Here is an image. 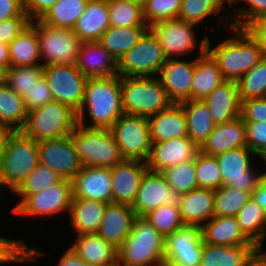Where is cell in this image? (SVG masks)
<instances>
[{
    "label": "cell",
    "mask_w": 266,
    "mask_h": 266,
    "mask_svg": "<svg viewBox=\"0 0 266 266\" xmlns=\"http://www.w3.org/2000/svg\"><path fill=\"white\" fill-rule=\"evenodd\" d=\"M123 113L119 75L87 79L83 104L77 113L80 126L110 129Z\"/></svg>",
    "instance_id": "cell-1"
},
{
    "label": "cell",
    "mask_w": 266,
    "mask_h": 266,
    "mask_svg": "<svg viewBox=\"0 0 266 266\" xmlns=\"http://www.w3.org/2000/svg\"><path fill=\"white\" fill-rule=\"evenodd\" d=\"M228 29L234 38L225 39L212 49L208 39L207 51L216 60L224 79L237 81L261 60L263 53L258 40L248 29L233 26Z\"/></svg>",
    "instance_id": "cell-2"
},
{
    "label": "cell",
    "mask_w": 266,
    "mask_h": 266,
    "mask_svg": "<svg viewBox=\"0 0 266 266\" xmlns=\"http://www.w3.org/2000/svg\"><path fill=\"white\" fill-rule=\"evenodd\" d=\"M165 237L146 216L136 215L132 230L118 248L117 266H164Z\"/></svg>",
    "instance_id": "cell-3"
},
{
    "label": "cell",
    "mask_w": 266,
    "mask_h": 266,
    "mask_svg": "<svg viewBox=\"0 0 266 266\" xmlns=\"http://www.w3.org/2000/svg\"><path fill=\"white\" fill-rule=\"evenodd\" d=\"M37 142L22 131H5L0 169V195L4 186L14 192L38 165Z\"/></svg>",
    "instance_id": "cell-4"
},
{
    "label": "cell",
    "mask_w": 266,
    "mask_h": 266,
    "mask_svg": "<svg viewBox=\"0 0 266 266\" xmlns=\"http://www.w3.org/2000/svg\"><path fill=\"white\" fill-rule=\"evenodd\" d=\"M120 86L124 114L150 117L173 104L158 77L120 76Z\"/></svg>",
    "instance_id": "cell-5"
},
{
    "label": "cell",
    "mask_w": 266,
    "mask_h": 266,
    "mask_svg": "<svg viewBox=\"0 0 266 266\" xmlns=\"http://www.w3.org/2000/svg\"><path fill=\"white\" fill-rule=\"evenodd\" d=\"M70 136L83 166L112 168L124 160L110 129L77 124Z\"/></svg>",
    "instance_id": "cell-6"
},
{
    "label": "cell",
    "mask_w": 266,
    "mask_h": 266,
    "mask_svg": "<svg viewBox=\"0 0 266 266\" xmlns=\"http://www.w3.org/2000/svg\"><path fill=\"white\" fill-rule=\"evenodd\" d=\"M77 124V113L53 100L29 111L21 131L38 142L68 136Z\"/></svg>",
    "instance_id": "cell-7"
},
{
    "label": "cell",
    "mask_w": 266,
    "mask_h": 266,
    "mask_svg": "<svg viewBox=\"0 0 266 266\" xmlns=\"http://www.w3.org/2000/svg\"><path fill=\"white\" fill-rule=\"evenodd\" d=\"M166 60L157 36L149 28L139 42L118 61V75L157 76Z\"/></svg>",
    "instance_id": "cell-8"
},
{
    "label": "cell",
    "mask_w": 266,
    "mask_h": 266,
    "mask_svg": "<svg viewBox=\"0 0 266 266\" xmlns=\"http://www.w3.org/2000/svg\"><path fill=\"white\" fill-rule=\"evenodd\" d=\"M110 130L124 159L147 161L152 146L148 117L123 113Z\"/></svg>",
    "instance_id": "cell-9"
},
{
    "label": "cell",
    "mask_w": 266,
    "mask_h": 266,
    "mask_svg": "<svg viewBox=\"0 0 266 266\" xmlns=\"http://www.w3.org/2000/svg\"><path fill=\"white\" fill-rule=\"evenodd\" d=\"M37 37L42 66L77 63L81 40L71 29L52 27L39 19Z\"/></svg>",
    "instance_id": "cell-10"
},
{
    "label": "cell",
    "mask_w": 266,
    "mask_h": 266,
    "mask_svg": "<svg viewBox=\"0 0 266 266\" xmlns=\"http://www.w3.org/2000/svg\"><path fill=\"white\" fill-rule=\"evenodd\" d=\"M43 75L48 82L53 100L78 113L83 104L88 78L81 73L76 64L44 65Z\"/></svg>",
    "instance_id": "cell-11"
},
{
    "label": "cell",
    "mask_w": 266,
    "mask_h": 266,
    "mask_svg": "<svg viewBox=\"0 0 266 266\" xmlns=\"http://www.w3.org/2000/svg\"><path fill=\"white\" fill-rule=\"evenodd\" d=\"M251 154L256 156L250 148L245 146L215 156L222 177V186L239 188L252 195L266 175V171L255 173Z\"/></svg>",
    "instance_id": "cell-12"
},
{
    "label": "cell",
    "mask_w": 266,
    "mask_h": 266,
    "mask_svg": "<svg viewBox=\"0 0 266 266\" xmlns=\"http://www.w3.org/2000/svg\"><path fill=\"white\" fill-rule=\"evenodd\" d=\"M195 24L186 22L180 18H174L157 22L149 27L157 36L167 59L179 58L200 47V55L207 51L206 34L201 42L196 44ZM195 33V34H194Z\"/></svg>",
    "instance_id": "cell-13"
},
{
    "label": "cell",
    "mask_w": 266,
    "mask_h": 266,
    "mask_svg": "<svg viewBox=\"0 0 266 266\" xmlns=\"http://www.w3.org/2000/svg\"><path fill=\"white\" fill-rule=\"evenodd\" d=\"M72 181L61 179L40 192L28 195L12 212L25 217H53L70 210Z\"/></svg>",
    "instance_id": "cell-14"
},
{
    "label": "cell",
    "mask_w": 266,
    "mask_h": 266,
    "mask_svg": "<svg viewBox=\"0 0 266 266\" xmlns=\"http://www.w3.org/2000/svg\"><path fill=\"white\" fill-rule=\"evenodd\" d=\"M37 147L39 163L56 172L61 179L72 181L83 167L70 135L40 140Z\"/></svg>",
    "instance_id": "cell-15"
},
{
    "label": "cell",
    "mask_w": 266,
    "mask_h": 266,
    "mask_svg": "<svg viewBox=\"0 0 266 266\" xmlns=\"http://www.w3.org/2000/svg\"><path fill=\"white\" fill-rule=\"evenodd\" d=\"M182 196L177 190L171 189L161 172L147 170L132 208L139 216H145L163 204L179 208Z\"/></svg>",
    "instance_id": "cell-16"
},
{
    "label": "cell",
    "mask_w": 266,
    "mask_h": 266,
    "mask_svg": "<svg viewBox=\"0 0 266 266\" xmlns=\"http://www.w3.org/2000/svg\"><path fill=\"white\" fill-rule=\"evenodd\" d=\"M195 71V59L189 61L167 59L158 75L161 85L173 104L191 99V86Z\"/></svg>",
    "instance_id": "cell-17"
},
{
    "label": "cell",
    "mask_w": 266,
    "mask_h": 266,
    "mask_svg": "<svg viewBox=\"0 0 266 266\" xmlns=\"http://www.w3.org/2000/svg\"><path fill=\"white\" fill-rule=\"evenodd\" d=\"M146 162L124 159L110 168L113 203H134L145 172Z\"/></svg>",
    "instance_id": "cell-18"
},
{
    "label": "cell",
    "mask_w": 266,
    "mask_h": 266,
    "mask_svg": "<svg viewBox=\"0 0 266 266\" xmlns=\"http://www.w3.org/2000/svg\"><path fill=\"white\" fill-rule=\"evenodd\" d=\"M72 198L113 203L110 168L83 166L72 180Z\"/></svg>",
    "instance_id": "cell-19"
},
{
    "label": "cell",
    "mask_w": 266,
    "mask_h": 266,
    "mask_svg": "<svg viewBox=\"0 0 266 266\" xmlns=\"http://www.w3.org/2000/svg\"><path fill=\"white\" fill-rule=\"evenodd\" d=\"M199 148L189 139L180 137L164 142L152 143L146 161L148 170L162 172L167 168L195 159Z\"/></svg>",
    "instance_id": "cell-20"
},
{
    "label": "cell",
    "mask_w": 266,
    "mask_h": 266,
    "mask_svg": "<svg viewBox=\"0 0 266 266\" xmlns=\"http://www.w3.org/2000/svg\"><path fill=\"white\" fill-rule=\"evenodd\" d=\"M135 216L131 205L108 203L97 234L119 248L129 236Z\"/></svg>",
    "instance_id": "cell-21"
},
{
    "label": "cell",
    "mask_w": 266,
    "mask_h": 266,
    "mask_svg": "<svg viewBox=\"0 0 266 266\" xmlns=\"http://www.w3.org/2000/svg\"><path fill=\"white\" fill-rule=\"evenodd\" d=\"M76 66L87 78L118 75V61L99 41L81 42Z\"/></svg>",
    "instance_id": "cell-22"
},
{
    "label": "cell",
    "mask_w": 266,
    "mask_h": 266,
    "mask_svg": "<svg viewBox=\"0 0 266 266\" xmlns=\"http://www.w3.org/2000/svg\"><path fill=\"white\" fill-rule=\"evenodd\" d=\"M203 243L221 246H254L240 230L236 216H213L201 226Z\"/></svg>",
    "instance_id": "cell-23"
},
{
    "label": "cell",
    "mask_w": 266,
    "mask_h": 266,
    "mask_svg": "<svg viewBox=\"0 0 266 266\" xmlns=\"http://www.w3.org/2000/svg\"><path fill=\"white\" fill-rule=\"evenodd\" d=\"M70 249L88 266H117L118 248L97 233L77 235Z\"/></svg>",
    "instance_id": "cell-24"
},
{
    "label": "cell",
    "mask_w": 266,
    "mask_h": 266,
    "mask_svg": "<svg viewBox=\"0 0 266 266\" xmlns=\"http://www.w3.org/2000/svg\"><path fill=\"white\" fill-rule=\"evenodd\" d=\"M215 124L240 117L241 100L236 81H224L204 99Z\"/></svg>",
    "instance_id": "cell-25"
},
{
    "label": "cell",
    "mask_w": 266,
    "mask_h": 266,
    "mask_svg": "<svg viewBox=\"0 0 266 266\" xmlns=\"http://www.w3.org/2000/svg\"><path fill=\"white\" fill-rule=\"evenodd\" d=\"M245 146H247L245 122L238 117L229 122L216 124L199 151L216 156L228 150Z\"/></svg>",
    "instance_id": "cell-26"
},
{
    "label": "cell",
    "mask_w": 266,
    "mask_h": 266,
    "mask_svg": "<svg viewBox=\"0 0 266 266\" xmlns=\"http://www.w3.org/2000/svg\"><path fill=\"white\" fill-rule=\"evenodd\" d=\"M152 143L188 137L186 115L180 104L148 117Z\"/></svg>",
    "instance_id": "cell-27"
},
{
    "label": "cell",
    "mask_w": 266,
    "mask_h": 266,
    "mask_svg": "<svg viewBox=\"0 0 266 266\" xmlns=\"http://www.w3.org/2000/svg\"><path fill=\"white\" fill-rule=\"evenodd\" d=\"M110 26L108 0H88L72 31L81 42L99 41Z\"/></svg>",
    "instance_id": "cell-28"
},
{
    "label": "cell",
    "mask_w": 266,
    "mask_h": 266,
    "mask_svg": "<svg viewBox=\"0 0 266 266\" xmlns=\"http://www.w3.org/2000/svg\"><path fill=\"white\" fill-rule=\"evenodd\" d=\"M179 211L184 224L202 226L214 216V190L196 188L183 194Z\"/></svg>",
    "instance_id": "cell-29"
},
{
    "label": "cell",
    "mask_w": 266,
    "mask_h": 266,
    "mask_svg": "<svg viewBox=\"0 0 266 266\" xmlns=\"http://www.w3.org/2000/svg\"><path fill=\"white\" fill-rule=\"evenodd\" d=\"M105 209L106 203L91 199L72 198L69 224L75 229L76 235L97 233Z\"/></svg>",
    "instance_id": "cell-30"
},
{
    "label": "cell",
    "mask_w": 266,
    "mask_h": 266,
    "mask_svg": "<svg viewBox=\"0 0 266 266\" xmlns=\"http://www.w3.org/2000/svg\"><path fill=\"white\" fill-rule=\"evenodd\" d=\"M186 115L189 139L200 148L215 127L208 105L203 99H190L180 104Z\"/></svg>",
    "instance_id": "cell-31"
},
{
    "label": "cell",
    "mask_w": 266,
    "mask_h": 266,
    "mask_svg": "<svg viewBox=\"0 0 266 266\" xmlns=\"http://www.w3.org/2000/svg\"><path fill=\"white\" fill-rule=\"evenodd\" d=\"M224 81L216 60L206 51L195 59L191 99H204Z\"/></svg>",
    "instance_id": "cell-32"
},
{
    "label": "cell",
    "mask_w": 266,
    "mask_h": 266,
    "mask_svg": "<svg viewBox=\"0 0 266 266\" xmlns=\"http://www.w3.org/2000/svg\"><path fill=\"white\" fill-rule=\"evenodd\" d=\"M11 66L42 65L37 37V20L9 43Z\"/></svg>",
    "instance_id": "cell-33"
},
{
    "label": "cell",
    "mask_w": 266,
    "mask_h": 266,
    "mask_svg": "<svg viewBox=\"0 0 266 266\" xmlns=\"http://www.w3.org/2000/svg\"><path fill=\"white\" fill-rule=\"evenodd\" d=\"M25 102L6 83L0 85V130L21 131L27 120Z\"/></svg>",
    "instance_id": "cell-34"
},
{
    "label": "cell",
    "mask_w": 266,
    "mask_h": 266,
    "mask_svg": "<svg viewBox=\"0 0 266 266\" xmlns=\"http://www.w3.org/2000/svg\"><path fill=\"white\" fill-rule=\"evenodd\" d=\"M236 218L245 237L257 249H263V241L266 237V211L251 196Z\"/></svg>",
    "instance_id": "cell-35"
},
{
    "label": "cell",
    "mask_w": 266,
    "mask_h": 266,
    "mask_svg": "<svg viewBox=\"0 0 266 266\" xmlns=\"http://www.w3.org/2000/svg\"><path fill=\"white\" fill-rule=\"evenodd\" d=\"M255 246H221L203 243L200 266H245Z\"/></svg>",
    "instance_id": "cell-36"
},
{
    "label": "cell",
    "mask_w": 266,
    "mask_h": 266,
    "mask_svg": "<svg viewBox=\"0 0 266 266\" xmlns=\"http://www.w3.org/2000/svg\"><path fill=\"white\" fill-rule=\"evenodd\" d=\"M149 26L112 27L101 36L100 44L117 60L134 47Z\"/></svg>",
    "instance_id": "cell-37"
},
{
    "label": "cell",
    "mask_w": 266,
    "mask_h": 266,
    "mask_svg": "<svg viewBox=\"0 0 266 266\" xmlns=\"http://www.w3.org/2000/svg\"><path fill=\"white\" fill-rule=\"evenodd\" d=\"M87 2L88 0H58L40 20L52 27L73 30Z\"/></svg>",
    "instance_id": "cell-38"
},
{
    "label": "cell",
    "mask_w": 266,
    "mask_h": 266,
    "mask_svg": "<svg viewBox=\"0 0 266 266\" xmlns=\"http://www.w3.org/2000/svg\"><path fill=\"white\" fill-rule=\"evenodd\" d=\"M109 19L112 27L148 26L143 7L129 0H108Z\"/></svg>",
    "instance_id": "cell-39"
},
{
    "label": "cell",
    "mask_w": 266,
    "mask_h": 266,
    "mask_svg": "<svg viewBox=\"0 0 266 266\" xmlns=\"http://www.w3.org/2000/svg\"><path fill=\"white\" fill-rule=\"evenodd\" d=\"M240 100L266 97V57L237 81Z\"/></svg>",
    "instance_id": "cell-40"
},
{
    "label": "cell",
    "mask_w": 266,
    "mask_h": 266,
    "mask_svg": "<svg viewBox=\"0 0 266 266\" xmlns=\"http://www.w3.org/2000/svg\"><path fill=\"white\" fill-rule=\"evenodd\" d=\"M252 195L239 188L221 186L214 190V216H236Z\"/></svg>",
    "instance_id": "cell-41"
},
{
    "label": "cell",
    "mask_w": 266,
    "mask_h": 266,
    "mask_svg": "<svg viewBox=\"0 0 266 266\" xmlns=\"http://www.w3.org/2000/svg\"><path fill=\"white\" fill-rule=\"evenodd\" d=\"M61 178L56 172L48 168L47 166L38 163V165L28 174L26 179L21 185L14 191L20 196V201L11 210V212L30 194L40 192L47 187L58 183Z\"/></svg>",
    "instance_id": "cell-42"
},
{
    "label": "cell",
    "mask_w": 266,
    "mask_h": 266,
    "mask_svg": "<svg viewBox=\"0 0 266 266\" xmlns=\"http://www.w3.org/2000/svg\"><path fill=\"white\" fill-rule=\"evenodd\" d=\"M44 254L36 246L26 245L23 239L0 237V266L14 262H34Z\"/></svg>",
    "instance_id": "cell-43"
},
{
    "label": "cell",
    "mask_w": 266,
    "mask_h": 266,
    "mask_svg": "<svg viewBox=\"0 0 266 266\" xmlns=\"http://www.w3.org/2000/svg\"><path fill=\"white\" fill-rule=\"evenodd\" d=\"M227 5L225 0H182L178 18L193 23L201 24L212 14H220Z\"/></svg>",
    "instance_id": "cell-44"
},
{
    "label": "cell",
    "mask_w": 266,
    "mask_h": 266,
    "mask_svg": "<svg viewBox=\"0 0 266 266\" xmlns=\"http://www.w3.org/2000/svg\"><path fill=\"white\" fill-rule=\"evenodd\" d=\"M171 189L181 194L198 188L196 180L195 159L179 163L176 166L165 169L161 172Z\"/></svg>",
    "instance_id": "cell-45"
},
{
    "label": "cell",
    "mask_w": 266,
    "mask_h": 266,
    "mask_svg": "<svg viewBox=\"0 0 266 266\" xmlns=\"http://www.w3.org/2000/svg\"><path fill=\"white\" fill-rule=\"evenodd\" d=\"M42 75V65L10 66L6 70L5 83L23 98L34 82Z\"/></svg>",
    "instance_id": "cell-46"
},
{
    "label": "cell",
    "mask_w": 266,
    "mask_h": 266,
    "mask_svg": "<svg viewBox=\"0 0 266 266\" xmlns=\"http://www.w3.org/2000/svg\"><path fill=\"white\" fill-rule=\"evenodd\" d=\"M195 167L198 188L215 190L222 186V177L215 156L198 151L195 156Z\"/></svg>",
    "instance_id": "cell-47"
},
{
    "label": "cell",
    "mask_w": 266,
    "mask_h": 266,
    "mask_svg": "<svg viewBox=\"0 0 266 266\" xmlns=\"http://www.w3.org/2000/svg\"><path fill=\"white\" fill-rule=\"evenodd\" d=\"M241 0H234L229 6H233L234 3H237ZM245 1L247 6L249 8H237L235 10L236 13L234 15H230L231 21L229 19L221 17L223 15H220L218 18L219 21L223 20L227 28L233 26L238 28H244L247 29L253 22L266 18V0H242ZM223 18V19H222Z\"/></svg>",
    "instance_id": "cell-48"
},
{
    "label": "cell",
    "mask_w": 266,
    "mask_h": 266,
    "mask_svg": "<svg viewBox=\"0 0 266 266\" xmlns=\"http://www.w3.org/2000/svg\"><path fill=\"white\" fill-rule=\"evenodd\" d=\"M203 249L201 226L183 224L165 238L164 250Z\"/></svg>",
    "instance_id": "cell-49"
},
{
    "label": "cell",
    "mask_w": 266,
    "mask_h": 266,
    "mask_svg": "<svg viewBox=\"0 0 266 266\" xmlns=\"http://www.w3.org/2000/svg\"><path fill=\"white\" fill-rule=\"evenodd\" d=\"M145 216L165 238L184 224L180 216L179 208L167 204L159 206Z\"/></svg>",
    "instance_id": "cell-50"
},
{
    "label": "cell",
    "mask_w": 266,
    "mask_h": 266,
    "mask_svg": "<svg viewBox=\"0 0 266 266\" xmlns=\"http://www.w3.org/2000/svg\"><path fill=\"white\" fill-rule=\"evenodd\" d=\"M182 0H147L143 6L145 23L151 27L157 22L178 18Z\"/></svg>",
    "instance_id": "cell-51"
},
{
    "label": "cell",
    "mask_w": 266,
    "mask_h": 266,
    "mask_svg": "<svg viewBox=\"0 0 266 266\" xmlns=\"http://www.w3.org/2000/svg\"><path fill=\"white\" fill-rule=\"evenodd\" d=\"M246 144L256 155L266 159V122H245Z\"/></svg>",
    "instance_id": "cell-52"
},
{
    "label": "cell",
    "mask_w": 266,
    "mask_h": 266,
    "mask_svg": "<svg viewBox=\"0 0 266 266\" xmlns=\"http://www.w3.org/2000/svg\"><path fill=\"white\" fill-rule=\"evenodd\" d=\"M23 100L28 112L53 101L48 82L44 75L34 82L29 92L23 97Z\"/></svg>",
    "instance_id": "cell-53"
},
{
    "label": "cell",
    "mask_w": 266,
    "mask_h": 266,
    "mask_svg": "<svg viewBox=\"0 0 266 266\" xmlns=\"http://www.w3.org/2000/svg\"><path fill=\"white\" fill-rule=\"evenodd\" d=\"M202 250H164V266H200Z\"/></svg>",
    "instance_id": "cell-54"
},
{
    "label": "cell",
    "mask_w": 266,
    "mask_h": 266,
    "mask_svg": "<svg viewBox=\"0 0 266 266\" xmlns=\"http://www.w3.org/2000/svg\"><path fill=\"white\" fill-rule=\"evenodd\" d=\"M240 117L244 122H266V97L242 100Z\"/></svg>",
    "instance_id": "cell-55"
},
{
    "label": "cell",
    "mask_w": 266,
    "mask_h": 266,
    "mask_svg": "<svg viewBox=\"0 0 266 266\" xmlns=\"http://www.w3.org/2000/svg\"><path fill=\"white\" fill-rule=\"evenodd\" d=\"M31 23L32 20L28 15H20L0 22V42L9 44Z\"/></svg>",
    "instance_id": "cell-56"
},
{
    "label": "cell",
    "mask_w": 266,
    "mask_h": 266,
    "mask_svg": "<svg viewBox=\"0 0 266 266\" xmlns=\"http://www.w3.org/2000/svg\"><path fill=\"white\" fill-rule=\"evenodd\" d=\"M57 1L58 0H22V6L25 13L34 21L41 19Z\"/></svg>",
    "instance_id": "cell-57"
},
{
    "label": "cell",
    "mask_w": 266,
    "mask_h": 266,
    "mask_svg": "<svg viewBox=\"0 0 266 266\" xmlns=\"http://www.w3.org/2000/svg\"><path fill=\"white\" fill-rule=\"evenodd\" d=\"M20 15H27L22 0H0V22Z\"/></svg>",
    "instance_id": "cell-58"
},
{
    "label": "cell",
    "mask_w": 266,
    "mask_h": 266,
    "mask_svg": "<svg viewBox=\"0 0 266 266\" xmlns=\"http://www.w3.org/2000/svg\"><path fill=\"white\" fill-rule=\"evenodd\" d=\"M247 29L258 40L263 56L266 57V18L253 22Z\"/></svg>",
    "instance_id": "cell-59"
},
{
    "label": "cell",
    "mask_w": 266,
    "mask_h": 266,
    "mask_svg": "<svg viewBox=\"0 0 266 266\" xmlns=\"http://www.w3.org/2000/svg\"><path fill=\"white\" fill-rule=\"evenodd\" d=\"M57 266H88L77 254L68 248L59 258Z\"/></svg>",
    "instance_id": "cell-60"
},
{
    "label": "cell",
    "mask_w": 266,
    "mask_h": 266,
    "mask_svg": "<svg viewBox=\"0 0 266 266\" xmlns=\"http://www.w3.org/2000/svg\"><path fill=\"white\" fill-rule=\"evenodd\" d=\"M252 197L257 204L266 211V175L263 177L258 187L252 192Z\"/></svg>",
    "instance_id": "cell-61"
},
{
    "label": "cell",
    "mask_w": 266,
    "mask_h": 266,
    "mask_svg": "<svg viewBox=\"0 0 266 266\" xmlns=\"http://www.w3.org/2000/svg\"><path fill=\"white\" fill-rule=\"evenodd\" d=\"M245 266H266V251L264 253L262 249H257Z\"/></svg>",
    "instance_id": "cell-62"
},
{
    "label": "cell",
    "mask_w": 266,
    "mask_h": 266,
    "mask_svg": "<svg viewBox=\"0 0 266 266\" xmlns=\"http://www.w3.org/2000/svg\"><path fill=\"white\" fill-rule=\"evenodd\" d=\"M0 66L7 70L11 66L9 44L0 42Z\"/></svg>",
    "instance_id": "cell-63"
},
{
    "label": "cell",
    "mask_w": 266,
    "mask_h": 266,
    "mask_svg": "<svg viewBox=\"0 0 266 266\" xmlns=\"http://www.w3.org/2000/svg\"><path fill=\"white\" fill-rule=\"evenodd\" d=\"M4 141H5V131L0 130V169H1V164H2Z\"/></svg>",
    "instance_id": "cell-64"
},
{
    "label": "cell",
    "mask_w": 266,
    "mask_h": 266,
    "mask_svg": "<svg viewBox=\"0 0 266 266\" xmlns=\"http://www.w3.org/2000/svg\"><path fill=\"white\" fill-rule=\"evenodd\" d=\"M6 70L0 66V85L5 84Z\"/></svg>",
    "instance_id": "cell-65"
},
{
    "label": "cell",
    "mask_w": 266,
    "mask_h": 266,
    "mask_svg": "<svg viewBox=\"0 0 266 266\" xmlns=\"http://www.w3.org/2000/svg\"><path fill=\"white\" fill-rule=\"evenodd\" d=\"M129 1H131V2H133V3H137V4H139L140 6H144L145 4H146V2H147V0H129Z\"/></svg>",
    "instance_id": "cell-66"
},
{
    "label": "cell",
    "mask_w": 266,
    "mask_h": 266,
    "mask_svg": "<svg viewBox=\"0 0 266 266\" xmlns=\"http://www.w3.org/2000/svg\"><path fill=\"white\" fill-rule=\"evenodd\" d=\"M234 0H225V2H227L228 5H230Z\"/></svg>",
    "instance_id": "cell-67"
}]
</instances>
